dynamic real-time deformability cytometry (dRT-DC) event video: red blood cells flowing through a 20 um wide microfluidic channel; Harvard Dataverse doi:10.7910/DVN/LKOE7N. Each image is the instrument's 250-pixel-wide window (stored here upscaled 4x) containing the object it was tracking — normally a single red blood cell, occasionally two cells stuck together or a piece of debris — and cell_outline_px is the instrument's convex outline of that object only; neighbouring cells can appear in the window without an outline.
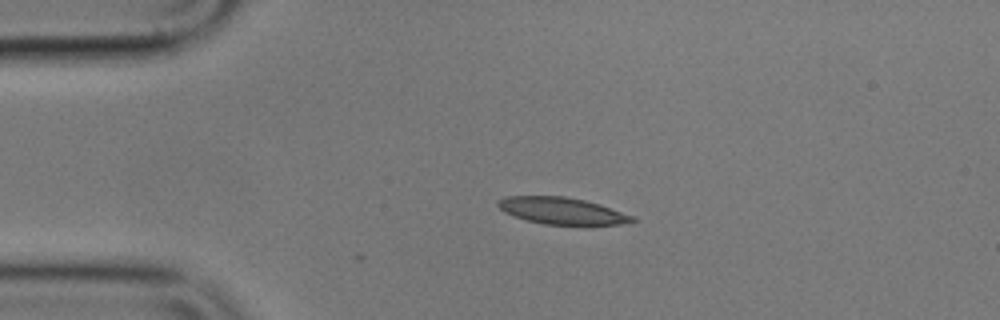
{"species": "common noctule bat (a hibernating species)", "species_latin": "Nyctalus noctula", "temperature_condition": "cold", "stored_images_in_passage": 2, "camera_frame_rate_fps": 3000, "um_per_image_px": 0.085, "animal": {"sex": "male", "body_mass_g": 17.9}, "frame": {"image": 1, "passage_image": 1, "time_ms": 0.0, "image_size_px": [1000, 320], "cell_outline_px": [[636, 220], [632, 224], [588, 228], [544, 224], [528, 220], [504, 212], [496, 204], [496, 200], [504, 196], [564, 196], [584, 200], [600, 204], [632, 216]], "centroid_in_image_um": [47.87, 17.98], "position_along_channel_um": 37.1, "area_um2": 22.02}}